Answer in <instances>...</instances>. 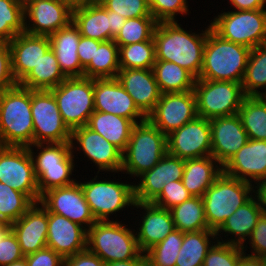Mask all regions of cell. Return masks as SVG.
<instances>
[{
    "mask_svg": "<svg viewBox=\"0 0 266 266\" xmlns=\"http://www.w3.org/2000/svg\"><path fill=\"white\" fill-rule=\"evenodd\" d=\"M207 34L208 27L196 34L178 22L158 23L153 34L156 60L174 62L199 78Z\"/></svg>",
    "mask_w": 266,
    "mask_h": 266,
    "instance_id": "6da1fadb",
    "label": "cell"
},
{
    "mask_svg": "<svg viewBox=\"0 0 266 266\" xmlns=\"http://www.w3.org/2000/svg\"><path fill=\"white\" fill-rule=\"evenodd\" d=\"M31 89L19 84L0 93V146L29 147L33 144Z\"/></svg>",
    "mask_w": 266,
    "mask_h": 266,
    "instance_id": "7a4b0ae2",
    "label": "cell"
},
{
    "mask_svg": "<svg viewBox=\"0 0 266 266\" xmlns=\"http://www.w3.org/2000/svg\"><path fill=\"white\" fill-rule=\"evenodd\" d=\"M250 52L246 46L222 39L209 25L198 79L242 83Z\"/></svg>",
    "mask_w": 266,
    "mask_h": 266,
    "instance_id": "3957f363",
    "label": "cell"
},
{
    "mask_svg": "<svg viewBox=\"0 0 266 266\" xmlns=\"http://www.w3.org/2000/svg\"><path fill=\"white\" fill-rule=\"evenodd\" d=\"M134 231L118 220L96 221L87 230V249L105 263L146 258Z\"/></svg>",
    "mask_w": 266,
    "mask_h": 266,
    "instance_id": "277c9868",
    "label": "cell"
},
{
    "mask_svg": "<svg viewBox=\"0 0 266 266\" xmlns=\"http://www.w3.org/2000/svg\"><path fill=\"white\" fill-rule=\"evenodd\" d=\"M35 147L39 151L37 154L33 149ZM27 148L32 157L40 195L49 189L69 186L77 181L71 178L75 167L71 142L39 143Z\"/></svg>",
    "mask_w": 266,
    "mask_h": 266,
    "instance_id": "5b68a950",
    "label": "cell"
},
{
    "mask_svg": "<svg viewBox=\"0 0 266 266\" xmlns=\"http://www.w3.org/2000/svg\"><path fill=\"white\" fill-rule=\"evenodd\" d=\"M254 185L222 172L202 196L208 227L217 231L227 218L254 196Z\"/></svg>",
    "mask_w": 266,
    "mask_h": 266,
    "instance_id": "8992f818",
    "label": "cell"
},
{
    "mask_svg": "<svg viewBox=\"0 0 266 266\" xmlns=\"http://www.w3.org/2000/svg\"><path fill=\"white\" fill-rule=\"evenodd\" d=\"M167 153V136L148 120L133 126L121 172L138 177L151 170Z\"/></svg>",
    "mask_w": 266,
    "mask_h": 266,
    "instance_id": "52a82bcc",
    "label": "cell"
},
{
    "mask_svg": "<svg viewBox=\"0 0 266 266\" xmlns=\"http://www.w3.org/2000/svg\"><path fill=\"white\" fill-rule=\"evenodd\" d=\"M198 117L208 120L238 114L246 95L241 83L196 79L194 84Z\"/></svg>",
    "mask_w": 266,
    "mask_h": 266,
    "instance_id": "ba28073f",
    "label": "cell"
},
{
    "mask_svg": "<svg viewBox=\"0 0 266 266\" xmlns=\"http://www.w3.org/2000/svg\"><path fill=\"white\" fill-rule=\"evenodd\" d=\"M65 125L72 132L86 126L94 107V79L87 77L66 78L50 89Z\"/></svg>",
    "mask_w": 266,
    "mask_h": 266,
    "instance_id": "9c48e42d",
    "label": "cell"
},
{
    "mask_svg": "<svg viewBox=\"0 0 266 266\" xmlns=\"http://www.w3.org/2000/svg\"><path fill=\"white\" fill-rule=\"evenodd\" d=\"M210 22L211 29L227 41L250 49L266 43V9L227 11Z\"/></svg>",
    "mask_w": 266,
    "mask_h": 266,
    "instance_id": "30bf717a",
    "label": "cell"
},
{
    "mask_svg": "<svg viewBox=\"0 0 266 266\" xmlns=\"http://www.w3.org/2000/svg\"><path fill=\"white\" fill-rule=\"evenodd\" d=\"M79 182L96 221H108L109 216L128 206L135 205L134 185L112 180Z\"/></svg>",
    "mask_w": 266,
    "mask_h": 266,
    "instance_id": "8fae6325",
    "label": "cell"
},
{
    "mask_svg": "<svg viewBox=\"0 0 266 266\" xmlns=\"http://www.w3.org/2000/svg\"><path fill=\"white\" fill-rule=\"evenodd\" d=\"M33 144L71 142V131L65 125L57 101L50 90H31Z\"/></svg>",
    "mask_w": 266,
    "mask_h": 266,
    "instance_id": "7c38bea8",
    "label": "cell"
},
{
    "mask_svg": "<svg viewBox=\"0 0 266 266\" xmlns=\"http://www.w3.org/2000/svg\"><path fill=\"white\" fill-rule=\"evenodd\" d=\"M0 182L40 201L32 157L27 147L0 146Z\"/></svg>",
    "mask_w": 266,
    "mask_h": 266,
    "instance_id": "4fadbf2b",
    "label": "cell"
},
{
    "mask_svg": "<svg viewBox=\"0 0 266 266\" xmlns=\"http://www.w3.org/2000/svg\"><path fill=\"white\" fill-rule=\"evenodd\" d=\"M193 90L161 94L147 120L166 136L197 117Z\"/></svg>",
    "mask_w": 266,
    "mask_h": 266,
    "instance_id": "5bb4252c",
    "label": "cell"
},
{
    "mask_svg": "<svg viewBox=\"0 0 266 266\" xmlns=\"http://www.w3.org/2000/svg\"><path fill=\"white\" fill-rule=\"evenodd\" d=\"M39 203L48 212L62 215L86 230L96 222L78 181L69 186L47 190L41 195Z\"/></svg>",
    "mask_w": 266,
    "mask_h": 266,
    "instance_id": "9a60e30c",
    "label": "cell"
},
{
    "mask_svg": "<svg viewBox=\"0 0 266 266\" xmlns=\"http://www.w3.org/2000/svg\"><path fill=\"white\" fill-rule=\"evenodd\" d=\"M167 153L180 159L211 155V126L209 120L196 117L167 135Z\"/></svg>",
    "mask_w": 266,
    "mask_h": 266,
    "instance_id": "2e32d148",
    "label": "cell"
},
{
    "mask_svg": "<svg viewBox=\"0 0 266 266\" xmlns=\"http://www.w3.org/2000/svg\"><path fill=\"white\" fill-rule=\"evenodd\" d=\"M72 9L61 0H34L24 6V32L49 36L72 21Z\"/></svg>",
    "mask_w": 266,
    "mask_h": 266,
    "instance_id": "e0dca14e",
    "label": "cell"
},
{
    "mask_svg": "<svg viewBox=\"0 0 266 266\" xmlns=\"http://www.w3.org/2000/svg\"><path fill=\"white\" fill-rule=\"evenodd\" d=\"M76 141V142H74ZM78 144L79 149L75 146ZM72 150L82 151L91 160L99 171L121 172L123 164V152L116 146L108 142L99 133L94 132L87 126L74 129L71 133Z\"/></svg>",
    "mask_w": 266,
    "mask_h": 266,
    "instance_id": "ac0fdd59",
    "label": "cell"
},
{
    "mask_svg": "<svg viewBox=\"0 0 266 266\" xmlns=\"http://www.w3.org/2000/svg\"><path fill=\"white\" fill-rule=\"evenodd\" d=\"M94 107L95 111L122 116L134 124L147 120L117 78L94 79Z\"/></svg>",
    "mask_w": 266,
    "mask_h": 266,
    "instance_id": "d6986e66",
    "label": "cell"
},
{
    "mask_svg": "<svg viewBox=\"0 0 266 266\" xmlns=\"http://www.w3.org/2000/svg\"><path fill=\"white\" fill-rule=\"evenodd\" d=\"M211 126V156L223 167L248 141L238 114L209 120Z\"/></svg>",
    "mask_w": 266,
    "mask_h": 266,
    "instance_id": "ffe728a7",
    "label": "cell"
},
{
    "mask_svg": "<svg viewBox=\"0 0 266 266\" xmlns=\"http://www.w3.org/2000/svg\"><path fill=\"white\" fill-rule=\"evenodd\" d=\"M184 160L166 153L151 169L142 173L134 184L136 202L152 203L162 192L164 185L182 180Z\"/></svg>",
    "mask_w": 266,
    "mask_h": 266,
    "instance_id": "44dd1931",
    "label": "cell"
},
{
    "mask_svg": "<svg viewBox=\"0 0 266 266\" xmlns=\"http://www.w3.org/2000/svg\"><path fill=\"white\" fill-rule=\"evenodd\" d=\"M223 172L249 183L266 178V141L248 139L247 143L223 166Z\"/></svg>",
    "mask_w": 266,
    "mask_h": 266,
    "instance_id": "7402d4cb",
    "label": "cell"
},
{
    "mask_svg": "<svg viewBox=\"0 0 266 266\" xmlns=\"http://www.w3.org/2000/svg\"><path fill=\"white\" fill-rule=\"evenodd\" d=\"M47 247L63 258L87 249V230L56 213L48 212Z\"/></svg>",
    "mask_w": 266,
    "mask_h": 266,
    "instance_id": "603a6c76",
    "label": "cell"
},
{
    "mask_svg": "<svg viewBox=\"0 0 266 266\" xmlns=\"http://www.w3.org/2000/svg\"><path fill=\"white\" fill-rule=\"evenodd\" d=\"M11 50L12 73L19 84L51 48L49 36L17 34L8 42Z\"/></svg>",
    "mask_w": 266,
    "mask_h": 266,
    "instance_id": "cb8c5ba5",
    "label": "cell"
},
{
    "mask_svg": "<svg viewBox=\"0 0 266 266\" xmlns=\"http://www.w3.org/2000/svg\"><path fill=\"white\" fill-rule=\"evenodd\" d=\"M10 225L25 256L47 246L48 211L39 202Z\"/></svg>",
    "mask_w": 266,
    "mask_h": 266,
    "instance_id": "d4e9b609",
    "label": "cell"
},
{
    "mask_svg": "<svg viewBox=\"0 0 266 266\" xmlns=\"http://www.w3.org/2000/svg\"><path fill=\"white\" fill-rule=\"evenodd\" d=\"M134 207L145 212L136 232L139 248L145 253L175 230V224L169 209L143 202H135Z\"/></svg>",
    "mask_w": 266,
    "mask_h": 266,
    "instance_id": "484cf974",
    "label": "cell"
},
{
    "mask_svg": "<svg viewBox=\"0 0 266 266\" xmlns=\"http://www.w3.org/2000/svg\"><path fill=\"white\" fill-rule=\"evenodd\" d=\"M117 80L147 116L158 103L161 92L152 69H120Z\"/></svg>",
    "mask_w": 266,
    "mask_h": 266,
    "instance_id": "4316f807",
    "label": "cell"
},
{
    "mask_svg": "<svg viewBox=\"0 0 266 266\" xmlns=\"http://www.w3.org/2000/svg\"><path fill=\"white\" fill-rule=\"evenodd\" d=\"M80 38L81 34L72 21L66 27L49 35L51 49L67 78L83 77L84 69L77 53Z\"/></svg>",
    "mask_w": 266,
    "mask_h": 266,
    "instance_id": "83f0119b",
    "label": "cell"
},
{
    "mask_svg": "<svg viewBox=\"0 0 266 266\" xmlns=\"http://www.w3.org/2000/svg\"><path fill=\"white\" fill-rule=\"evenodd\" d=\"M263 213L264 210L259 204L257 197L254 195L248 202L240 206L229 218H227L222 226L216 231L217 236L222 232L221 234L225 233L227 236H229L228 234H231L236 237L234 236L233 239L231 236V238H228L229 240L225 239L226 241H223L222 237L219 236L217 237V241L241 246L243 250L246 251L247 248L244 244L251 236L253 229Z\"/></svg>",
    "mask_w": 266,
    "mask_h": 266,
    "instance_id": "f1b7e54d",
    "label": "cell"
},
{
    "mask_svg": "<svg viewBox=\"0 0 266 266\" xmlns=\"http://www.w3.org/2000/svg\"><path fill=\"white\" fill-rule=\"evenodd\" d=\"M72 22L81 36L101 42L110 41V22L107 9L98 1L72 9Z\"/></svg>",
    "mask_w": 266,
    "mask_h": 266,
    "instance_id": "f546056e",
    "label": "cell"
},
{
    "mask_svg": "<svg viewBox=\"0 0 266 266\" xmlns=\"http://www.w3.org/2000/svg\"><path fill=\"white\" fill-rule=\"evenodd\" d=\"M223 172V167L213 156L184 160L182 182L193 197H202Z\"/></svg>",
    "mask_w": 266,
    "mask_h": 266,
    "instance_id": "4dcf8cb0",
    "label": "cell"
},
{
    "mask_svg": "<svg viewBox=\"0 0 266 266\" xmlns=\"http://www.w3.org/2000/svg\"><path fill=\"white\" fill-rule=\"evenodd\" d=\"M134 125L130 119L125 117L94 111L86 126L124 152Z\"/></svg>",
    "mask_w": 266,
    "mask_h": 266,
    "instance_id": "1f68e13d",
    "label": "cell"
},
{
    "mask_svg": "<svg viewBox=\"0 0 266 266\" xmlns=\"http://www.w3.org/2000/svg\"><path fill=\"white\" fill-rule=\"evenodd\" d=\"M66 78L54 51L50 48L19 85L31 90H50Z\"/></svg>",
    "mask_w": 266,
    "mask_h": 266,
    "instance_id": "d6a6232c",
    "label": "cell"
},
{
    "mask_svg": "<svg viewBox=\"0 0 266 266\" xmlns=\"http://www.w3.org/2000/svg\"><path fill=\"white\" fill-rule=\"evenodd\" d=\"M216 241L217 234L214 230L183 233V242L175 266H202L209 249Z\"/></svg>",
    "mask_w": 266,
    "mask_h": 266,
    "instance_id": "836d02e7",
    "label": "cell"
},
{
    "mask_svg": "<svg viewBox=\"0 0 266 266\" xmlns=\"http://www.w3.org/2000/svg\"><path fill=\"white\" fill-rule=\"evenodd\" d=\"M152 70L161 94L194 89L196 78L174 62L156 60Z\"/></svg>",
    "mask_w": 266,
    "mask_h": 266,
    "instance_id": "e575fe53",
    "label": "cell"
},
{
    "mask_svg": "<svg viewBox=\"0 0 266 266\" xmlns=\"http://www.w3.org/2000/svg\"><path fill=\"white\" fill-rule=\"evenodd\" d=\"M119 70V46L110 40L95 46L94 60L84 69L83 77L116 78Z\"/></svg>",
    "mask_w": 266,
    "mask_h": 266,
    "instance_id": "d590c367",
    "label": "cell"
},
{
    "mask_svg": "<svg viewBox=\"0 0 266 266\" xmlns=\"http://www.w3.org/2000/svg\"><path fill=\"white\" fill-rule=\"evenodd\" d=\"M238 115L248 139L266 141V96H246Z\"/></svg>",
    "mask_w": 266,
    "mask_h": 266,
    "instance_id": "8d00e7d4",
    "label": "cell"
},
{
    "mask_svg": "<svg viewBox=\"0 0 266 266\" xmlns=\"http://www.w3.org/2000/svg\"><path fill=\"white\" fill-rule=\"evenodd\" d=\"M175 224L180 232H196L211 230L205 218L204 202L202 197L190 199L169 209Z\"/></svg>",
    "mask_w": 266,
    "mask_h": 266,
    "instance_id": "74e56055",
    "label": "cell"
},
{
    "mask_svg": "<svg viewBox=\"0 0 266 266\" xmlns=\"http://www.w3.org/2000/svg\"><path fill=\"white\" fill-rule=\"evenodd\" d=\"M241 84L246 96H266V43L251 49Z\"/></svg>",
    "mask_w": 266,
    "mask_h": 266,
    "instance_id": "f35d334b",
    "label": "cell"
},
{
    "mask_svg": "<svg viewBox=\"0 0 266 266\" xmlns=\"http://www.w3.org/2000/svg\"><path fill=\"white\" fill-rule=\"evenodd\" d=\"M155 62L154 39L119 47L120 69H152Z\"/></svg>",
    "mask_w": 266,
    "mask_h": 266,
    "instance_id": "ab89813d",
    "label": "cell"
},
{
    "mask_svg": "<svg viewBox=\"0 0 266 266\" xmlns=\"http://www.w3.org/2000/svg\"><path fill=\"white\" fill-rule=\"evenodd\" d=\"M33 204L26 194L0 182V223L17 221Z\"/></svg>",
    "mask_w": 266,
    "mask_h": 266,
    "instance_id": "60d3db41",
    "label": "cell"
},
{
    "mask_svg": "<svg viewBox=\"0 0 266 266\" xmlns=\"http://www.w3.org/2000/svg\"><path fill=\"white\" fill-rule=\"evenodd\" d=\"M157 24L153 16L126 19L122 29L113 40L119 47L152 40Z\"/></svg>",
    "mask_w": 266,
    "mask_h": 266,
    "instance_id": "b9f144b4",
    "label": "cell"
},
{
    "mask_svg": "<svg viewBox=\"0 0 266 266\" xmlns=\"http://www.w3.org/2000/svg\"><path fill=\"white\" fill-rule=\"evenodd\" d=\"M183 242V232L178 229L145 252L147 266H175Z\"/></svg>",
    "mask_w": 266,
    "mask_h": 266,
    "instance_id": "7bdbcfd3",
    "label": "cell"
},
{
    "mask_svg": "<svg viewBox=\"0 0 266 266\" xmlns=\"http://www.w3.org/2000/svg\"><path fill=\"white\" fill-rule=\"evenodd\" d=\"M24 32V7L17 0H0V41Z\"/></svg>",
    "mask_w": 266,
    "mask_h": 266,
    "instance_id": "ee69618b",
    "label": "cell"
},
{
    "mask_svg": "<svg viewBox=\"0 0 266 266\" xmlns=\"http://www.w3.org/2000/svg\"><path fill=\"white\" fill-rule=\"evenodd\" d=\"M243 248L216 241L209 249L202 266H238Z\"/></svg>",
    "mask_w": 266,
    "mask_h": 266,
    "instance_id": "f6af8a7d",
    "label": "cell"
},
{
    "mask_svg": "<svg viewBox=\"0 0 266 266\" xmlns=\"http://www.w3.org/2000/svg\"><path fill=\"white\" fill-rule=\"evenodd\" d=\"M187 0H149V10L158 23L178 22L177 14H188Z\"/></svg>",
    "mask_w": 266,
    "mask_h": 266,
    "instance_id": "bcb514c9",
    "label": "cell"
},
{
    "mask_svg": "<svg viewBox=\"0 0 266 266\" xmlns=\"http://www.w3.org/2000/svg\"><path fill=\"white\" fill-rule=\"evenodd\" d=\"M24 257L11 225L0 223V266L11 264Z\"/></svg>",
    "mask_w": 266,
    "mask_h": 266,
    "instance_id": "7dc6e473",
    "label": "cell"
},
{
    "mask_svg": "<svg viewBox=\"0 0 266 266\" xmlns=\"http://www.w3.org/2000/svg\"><path fill=\"white\" fill-rule=\"evenodd\" d=\"M107 10L116 12L126 19L152 16L149 0H98Z\"/></svg>",
    "mask_w": 266,
    "mask_h": 266,
    "instance_id": "c3c4849f",
    "label": "cell"
},
{
    "mask_svg": "<svg viewBox=\"0 0 266 266\" xmlns=\"http://www.w3.org/2000/svg\"><path fill=\"white\" fill-rule=\"evenodd\" d=\"M191 197L192 195L184 187L182 180L171 181L164 185L162 192L152 204L164 209H171Z\"/></svg>",
    "mask_w": 266,
    "mask_h": 266,
    "instance_id": "681fc988",
    "label": "cell"
},
{
    "mask_svg": "<svg viewBox=\"0 0 266 266\" xmlns=\"http://www.w3.org/2000/svg\"><path fill=\"white\" fill-rule=\"evenodd\" d=\"M18 85L13 73L11 50L8 42L0 41V93Z\"/></svg>",
    "mask_w": 266,
    "mask_h": 266,
    "instance_id": "f907efd6",
    "label": "cell"
},
{
    "mask_svg": "<svg viewBox=\"0 0 266 266\" xmlns=\"http://www.w3.org/2000/svg\"><path fill=\"white\" fill-rule=\"evenodd\" d=\"M28 266H63L64 258L49 247L25 256Z\"/></svg>",
    "mask_w": 266,
    "mask_h": 266,
    "instance_id": "816d5d0a",
    "label": "cell"
},
{
    "mask_svg": "<svg viewBox=\"0 0 266 266\" xmlns=\"http://www.w3.org/2000/svg\"><path fill=\"white\" fill-rule=\"evenodd\" d=\"M247 244H251L253 250L250 255L264 257L266 256V213L259 218Z\"/></svg>",
    "mask_w": 266,
    "mask_h": 266,
    "instance_id": "f5cc1de1",
    "label": "cell"
},
{
    "mask_svg": "<svg viewBox=\"0 0 266 266\" xmlns=\"http://www.w3.org/2000/svg\"><path fill=\"white\" fill-rule=\"evenodd\" d=\"M63 266H105V262L88 249L64 258Z\"/></svg>",
    "mask_w": 266,
    "mask_h": 266,
    "instance_id": "db71d44e",
    "label": "cell"
},
{
    "mask_svg": "<svg viewBox=\"0 0 266 266\" xmlns=\"http://www.w3.org/2000/svg\"><path fill=\"white\" fill-rule=\"evenodd\" d=\"M101 43L99 40L81 36L77 53L83 69L90 64L91 60H94L95 46Z\"/></svg>",
    "mask_w": 266,
    "mask_h": 266,
    "instance_id": "11a10c76",
    "label": "cell"
},
{
    "mask_svg": "<svg viewBox=\"0 0 266 266\" xmlns=\"http://www.w3.org/2000/svg\"><path fill=\"white\" fill-rule=\"evenodd\" d=\"M235 10L265 9L266 0H229Z\"/></svg>",
    "mask_w": 266,
    "mask_h": 266,
    "instance_id": "9f6ffc18",
    "label": "cell"
},
{
    "mask_svg": "<svg viewBox=\"0 0 266 266\" xmlns=\"http://www.w3.org/2000/svg\"><path fill=\"white\" fill-rule=\"evenodd\" d=\"M110 22V40H113L125 24L126 18L116 12L107 10Z\"/></svg>",
    "mask_w": 266,
    "mask_h": 266,
    "instance_id": "6f0895ef",
    "label": "cell"
},
{
    "mask_svg": "<svg viewBox=\"0 0 266 266\" xmlns=\"http://www.w3.org/2000/svg\"><path fill=\"white\" fill-rule=\"evenodd\" d=\"M257 186H254L256 190H254L255 196L257 197L259 204L266 213V178L258 181L256 183Z\"/></svg>",
    "mask_w": 266,
    "mask_h": 266,
    "instance_id": "680465c9",
    "label": "cell"
},
{
    "mask_svg": "<svg viewBox=\"0 0 266 266\" xmlns=\"http://www.w3.org/2000/svg\"><path fill=\"white\" fill-rule=\"evenodd\" d=\"M238 266H263V257L246 254L244 251Z\"/></svg>",
    "mask_w": 266,
    "mask_h": 266,
    "instance_id": "91938a15",
    "label": "cell"
},
{
    "mask_svg": "<svg viewBox=\"0 0 266 266\" xmlns=\"http://www.w3.org/2000/svg\"><path fill=\"white\" fill-rule=\"evenodd\" d=\"M105 266H147V258H134L125 261L105 263Z\"/></svg>",
    "mask_w": 266,
    "mask_h": 266,
    "instance_id": "94428289",
    "label": "cell"
},
{
    "mask_svg": "<svg viewBox=\"0 0 266 266\" xmlns=\"http://www.w3.org/2000/svg\"><path fill=\"white\" fill-rule=\"evenodd\" d=\"M62 2L67 3L71 8L79 7L82 4L91 2L93 0H61Z\"/></svg>",
    "mask_w": 266,
    "mask_h": 266,
    "instance_id": "6125c7cd",
    "label": "cell"
},
{
    "mask_svg": "<svg viewBox=\"0 0 266 266\" xmlns=\"http://www.w3.org/2000/svg\"><path fill=\"white\" fill-rule=\"evenodd\" d=\"M5 266H28L26 262V258L24 257L21 260L12 262L11 264L5 265Z\"/></svg>",
    "mask_w": 266,
    "mask_h": 266,
    "instance_id": "be15d7a7",
    "label": "cell"
},
{
    "mask_svg": "<svg viewBox=\"0 0 266 266\" xmlns=\"http://www.w3.org/2000/svg\"><path fill=\"white\" fill-rule=\"evenodd\" d=\"M23 7L34 0H17Z\"/></svg>",
    "mask_w": 266,
    "mask_h": 266,
    "instance_id": "e7e4bbea",
    "label": "cell"
}]
</instances>
